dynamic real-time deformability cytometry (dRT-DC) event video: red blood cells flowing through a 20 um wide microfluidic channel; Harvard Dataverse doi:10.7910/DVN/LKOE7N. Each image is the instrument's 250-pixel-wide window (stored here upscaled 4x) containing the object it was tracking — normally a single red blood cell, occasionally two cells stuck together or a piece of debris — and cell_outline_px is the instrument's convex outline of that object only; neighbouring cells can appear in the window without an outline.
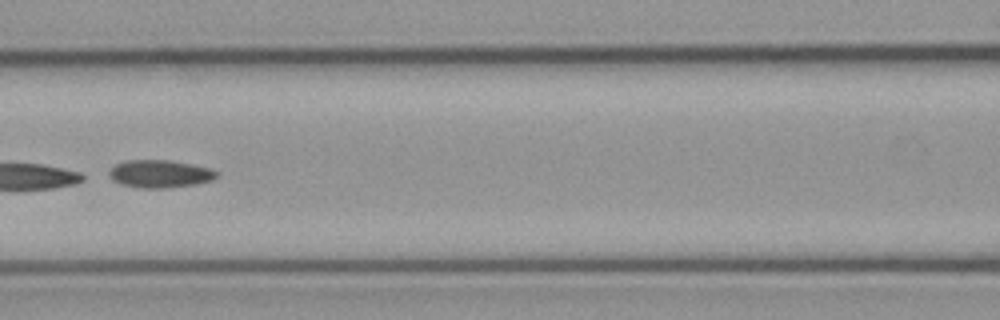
{"species": "common noctule bat (a hibernating species)", "species_latin": "Nyctalus noctula", "temperature_condition": "cold", "stored_images_in_passage": 5, "camera_frame_rate_fps": 3000, "um_per_image_px": 0.085, "animal": {"sex": "male", "body_mass_g": 23.1, "forearm_length_mm": 52.7}, "frame": {"image": 1, "passage_image": 5, "time_ms": 5.667, "image_size_px": [1000, 320], "cell_outline_px": [[216, 176], [212, 180], [196, 184], [164, 188], [140, 188], [120, 184], [112, 180], [108, 172], [116, 164], [128, 160], [168, 160], [208, 168], [216, 172]], "centroid_in_image_um": [13.53, 14.78], "position_along_channel_um": 153.1, "area_um2": 17.05}}